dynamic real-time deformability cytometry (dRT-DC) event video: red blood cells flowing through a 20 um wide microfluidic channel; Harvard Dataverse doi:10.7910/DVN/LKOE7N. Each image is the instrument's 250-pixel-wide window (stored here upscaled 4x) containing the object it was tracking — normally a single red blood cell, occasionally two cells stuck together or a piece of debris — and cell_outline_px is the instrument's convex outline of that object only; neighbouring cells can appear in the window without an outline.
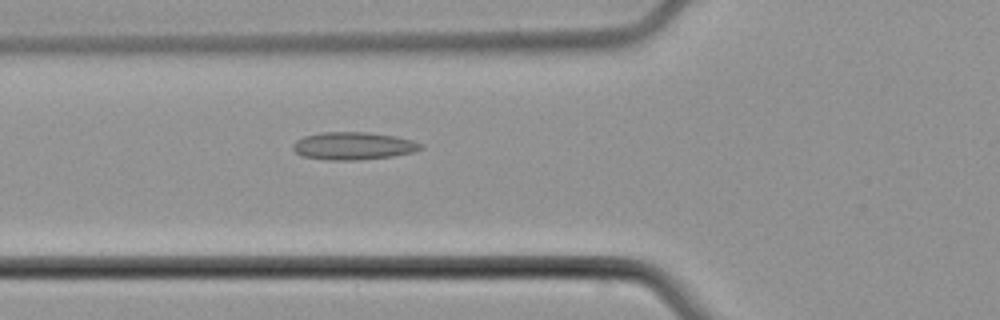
{"species": "common noctule bat (a hibernating species)", "species_latin": "Nyctalus noctula", "temperature_condition": "cold", "stored_images_in_passage": 46, "camera_frame_rate_fps": 3000, "um_per_image_px": 0.085, "animal": {"sex": "male", "body_mass_g": 21.5, "forearm_length_mm": 52.0}, "frame": {"image": 1, "passage_image": 15, "time_ms": 4.667, "image_size_px": [1000, 320], "cell_outline_px": [[424, 148], [412, 152], [392, 156], [360, 160], [328, 160], [300, 156], [292, 148], [292, 144], [296, 140], [304, 136], [320, 132], [368, 132], [396, 136], [412, 140], [424, 144]], "centroid_in_image_um": [30.02, 12.4], "position_along_channel_um": 95.8, "area_um2": 20.81}}
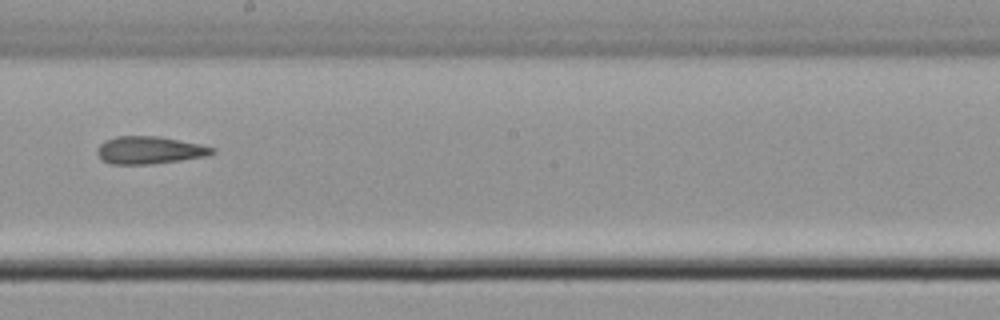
{"frame": {"image": 2, "passage_image": 25, "time_ms": 8.0, "image_size_px": [1000, 320], "cell_outline_px": [[216, 152], [204, 156], [180, 160], [152, 164], [112, 164], [100, 160], [96, 152], [100, 144], [104, 140], [116, 136], [160, 136], [200, 144], [216, 148]], "centroid_in_image_um": [12.67, 12.76], "position_along_channel_um": 235.5, "area_um2": 18.55}}
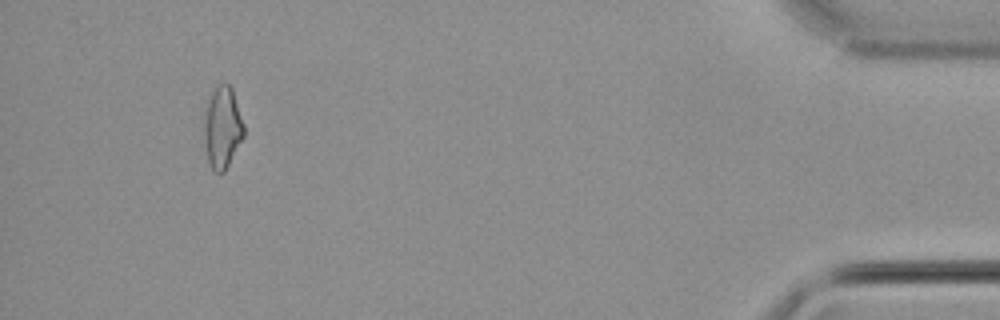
{"frame": {"image": 3, "passage_image": 43, "time_ms": 14.0, "image_size_px": [1000, 320], "cell_outline_px": [[244, 136], [224, 172], [216, 172], [212, 168], [208, 160], [204, 140], [204, 112], [208, 100], [216, 84], [228, 84], [232, 88], [244, 124]], "centroid_in_image_um": [18.9, 10.81], "position_along_channel_um": 416.3, "area_um2": 18.84}}